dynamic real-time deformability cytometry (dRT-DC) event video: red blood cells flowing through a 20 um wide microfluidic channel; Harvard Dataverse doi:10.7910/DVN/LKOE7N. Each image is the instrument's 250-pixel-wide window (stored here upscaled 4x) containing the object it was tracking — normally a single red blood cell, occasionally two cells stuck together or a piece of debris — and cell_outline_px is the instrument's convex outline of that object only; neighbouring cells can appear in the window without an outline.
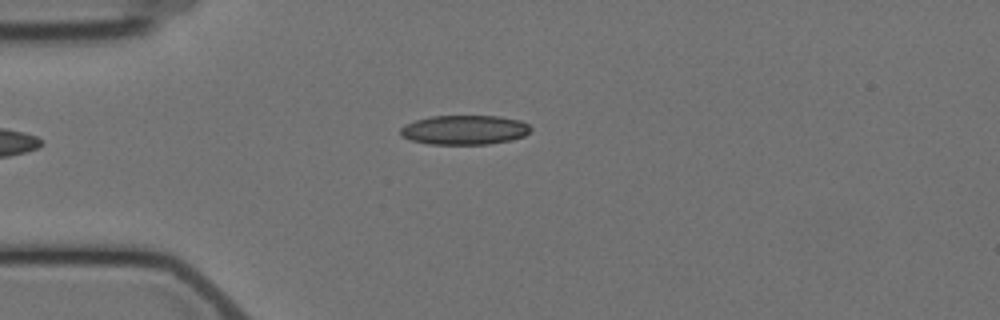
{"species": "Egyptian fruit bat (a non-hibernating species)", "species_latin": "Rousettus aegyptiacus", "temperature_condition": "cold", "stored_images_in_passage": 4, "camera_frame_rate_fps": 3000, "um_per_image_px": 0.085, "animal": {"sex": "female"}, "frame": {"image": 1, "passage_image": 4, "time_ms": 3.667, "image_size_px": [1000, 320], "cell_outline_px": [[532, 128], [524, 136], [512, 140], [488, 144], [428, 144], [412, 140], [400, 136], [400, 128], [404, 124], [416, 120], [432, 116], [500, 116], [520, 120], [528, 124]], "centroid_in_image_um": [39.48, 11.04], "position_along_channel_um": 45.5, "area_um2": 22.43}}